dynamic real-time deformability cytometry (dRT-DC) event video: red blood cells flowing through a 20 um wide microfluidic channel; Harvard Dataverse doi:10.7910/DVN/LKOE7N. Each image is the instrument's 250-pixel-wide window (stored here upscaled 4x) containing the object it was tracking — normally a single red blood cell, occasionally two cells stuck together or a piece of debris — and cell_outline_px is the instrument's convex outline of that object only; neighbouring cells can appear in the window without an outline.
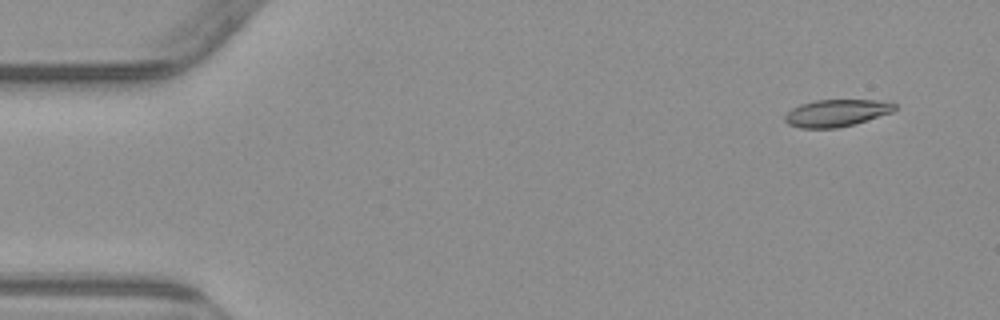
{"species": "common noctule bat (a hibernating species)", "species_latin": "Nyctalus noctula", "temperature_condition": "warm", "stored_images_in_passage": 5, "camera_frame_rate_fps": 3000, "um_per_image_px": 0.085, "animal": {"sex": "male", "body_mass_g": 23.1, "forearm_length_mm": 52.7}, "frame": {"image": 1, "passage_image": 1, "time_ms": 0.0, "image_size_px": [1000, 320], "cell_outline_px": [[896, 108], [892, 112], [856, 124], [836, 128], [800, 128], [788, 124], [784, 120], [784, 116], [792, 108], [800, 104], [816, 100], [876, 100], [896, 104]], "centroid_in_image_um": [71.08, 9.61], "position_along_channel_um": 13.9, "area_um2": 17.34}}
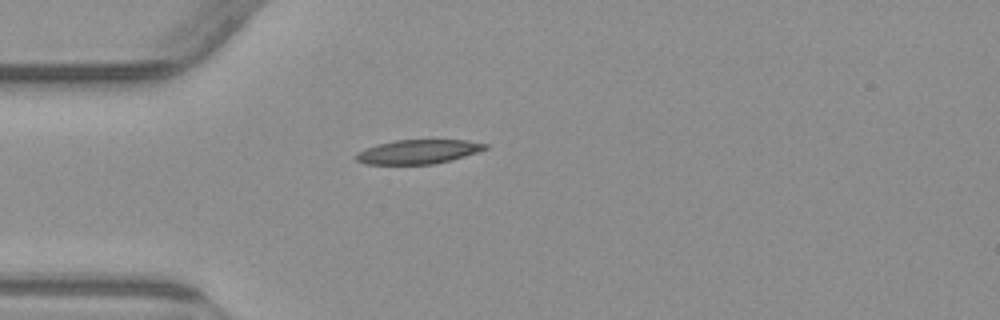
{"frame": {"image": 2, "passage_image": 4, "time_ms": 3.667, "image_size_px": [1000, 320], "cell_outline_px": [[488, 148], [464, 156], [432, 164], [364, 164], [356, 160], [356, 156], [360, 152], [376, 144], [396, 140], [464, 140], [488, 144]], "centroid_in_image_um": [35.54, 12.89], "position_along_channel_um": 49.5, "area_um2": 17.8}}